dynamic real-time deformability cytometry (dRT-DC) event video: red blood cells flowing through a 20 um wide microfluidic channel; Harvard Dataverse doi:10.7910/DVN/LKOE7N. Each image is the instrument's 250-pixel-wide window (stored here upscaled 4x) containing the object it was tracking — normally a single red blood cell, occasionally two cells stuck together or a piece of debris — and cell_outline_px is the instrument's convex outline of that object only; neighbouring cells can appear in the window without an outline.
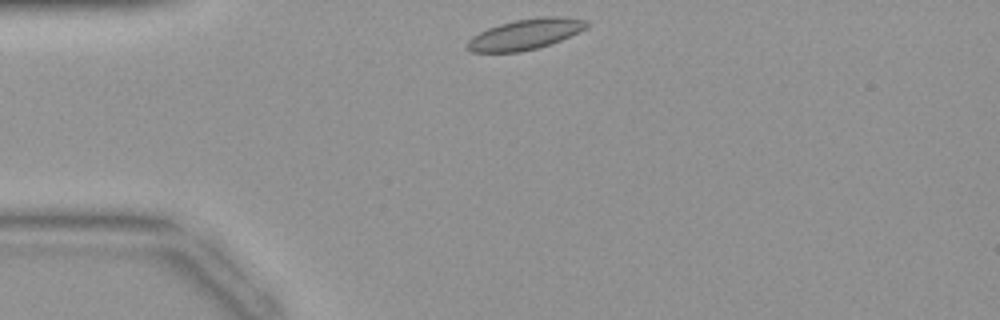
{"species": "common noctule bat (a hibernating species)", "species_latin": "Nyctalus noctula", "temperature_condition": "warm", "stored_images_in_passage": 34, "camera_frame_rate_fps": 3000, "um_per_image_px": 0.085, "animal": {"sex": "female", "body_mass_g": 19.9}, "frame": {"image": 1, "passage_image": 1, "time_ms": 0.0, "image_size_px": [1000, 320], "cell_outline_px": [[592, 24], [588, 28], [580, 32], [552, 44], [540, 48], [520, 52], [472, 52], [468, 48], [468, 40], [472, 36], [488, 28], [500, 24], [516, 20], [544, 16], [564, 16], [588, 20]], "centroid_in_image_um": [44.76, 2.9], "position_along_channel_um": 40.2, "area_um2": 21.56}}
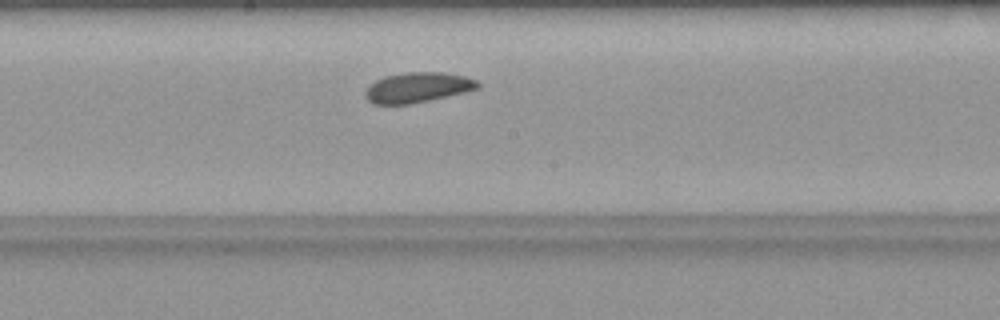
{"frame": {"image": 2, "passage_image": 14, "time_ms": 4.333, "image_size_px": [1000, 320], "cell_outline_px": [[480, 88], [464, 92], [428, 100], [408, 104], [372, 104], [364, 96], [364, 92], [368, 84], [384, 76], [404, 72], [444, 72], [464, 76], [476, 80], [480, 84]], "centroid_in_image_um": [35.45, 7.42], "position_along_channel_um": 212.7, "area_um2": 19.83}}
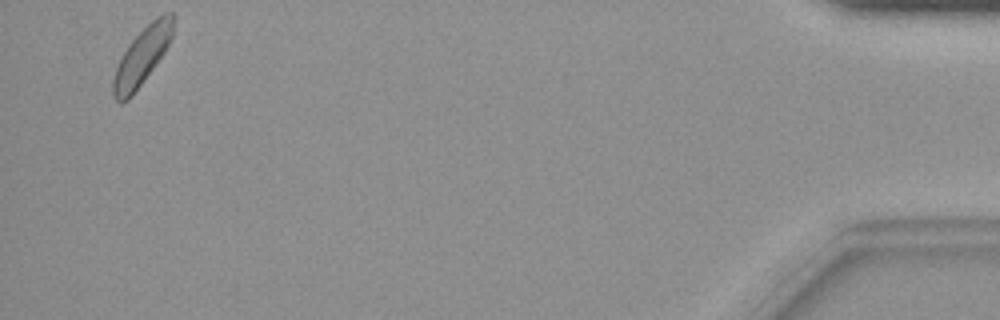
{"frame": {"image": 3, "passage_image": 33, "time_ms": 10.667, "image_size_px": [1000, 320], "cell_outline_px": [[176, 16], [172, 36], [164, 52], [132, 96], [128, 100], [120, 104], [112, 96], [112, 80], [116, 68], [128, 44], [156, 16], [164, 12], [172, 12]], "centroid_in_image_um": [12.08, 4.77], "position_along_channel_um": 423.1, "area_um2": 19.94}}